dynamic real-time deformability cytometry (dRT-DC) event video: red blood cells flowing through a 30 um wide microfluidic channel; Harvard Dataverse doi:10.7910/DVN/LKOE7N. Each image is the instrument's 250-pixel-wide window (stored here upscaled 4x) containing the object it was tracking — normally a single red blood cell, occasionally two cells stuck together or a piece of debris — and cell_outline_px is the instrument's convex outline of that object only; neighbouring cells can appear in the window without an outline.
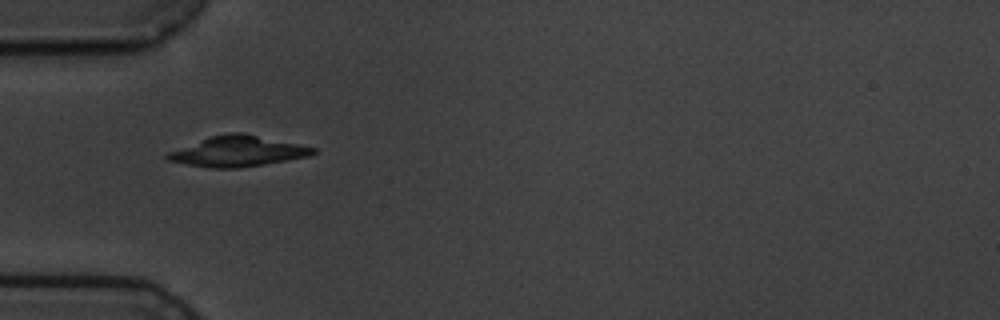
{"species": "common noctule bat (a hibernating species)", "species_latin": "Nyctalus noctula", "temperature_condition": "cold", "stored_images_in_passage": 2, "camera_frame_rate_fps": 3000, "um_per_image_px": 0.085, "animal": {"sex": "male", "body_mass_g": 19.5, "forearm_length_mm": 54.6}, "frame": {"image": 1, "passage_image": 1, "time_ms": 0.0, "image_size_px": [1000, 320], "cell_outline_px": [[316, 152], [308, 156], [288, 160], [264, 164], [236, 168], [208, 168], [168, 160], [164, 156], [168, 152], [212, 136], [228, 132], [244, 132], [316, 148]], "centroid_in_image_um": [20.22, 12.86], "position_along_channel_um": 64.8, "area_um2": 25.55}}
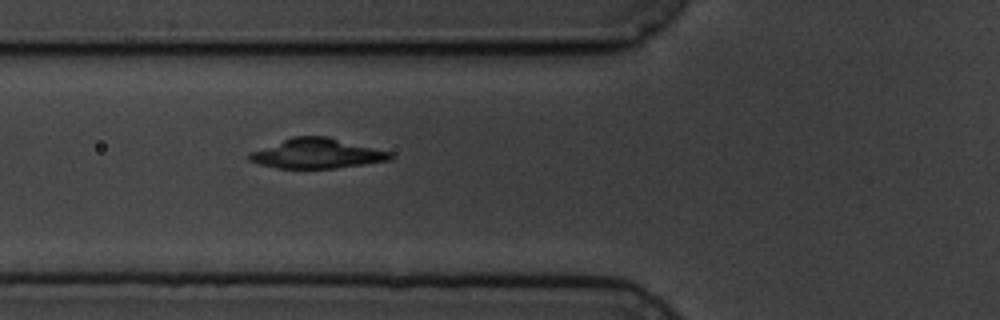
{"frame": {"image": 2, "passage_image": 2, "time_ms": 1.0, "image_size_px": [1000, 320], "cell_outline_px": [[396, 156], [392, 160], [336, 168], [276, 168], [260, 164], [248, 160], [248, 152], [292, 136], [328, 136], [392, 152]], "centroid_in_image_um": [26.95, 13.04], "position_along_channel_um": 98.8, "area_um2": 24.8}}